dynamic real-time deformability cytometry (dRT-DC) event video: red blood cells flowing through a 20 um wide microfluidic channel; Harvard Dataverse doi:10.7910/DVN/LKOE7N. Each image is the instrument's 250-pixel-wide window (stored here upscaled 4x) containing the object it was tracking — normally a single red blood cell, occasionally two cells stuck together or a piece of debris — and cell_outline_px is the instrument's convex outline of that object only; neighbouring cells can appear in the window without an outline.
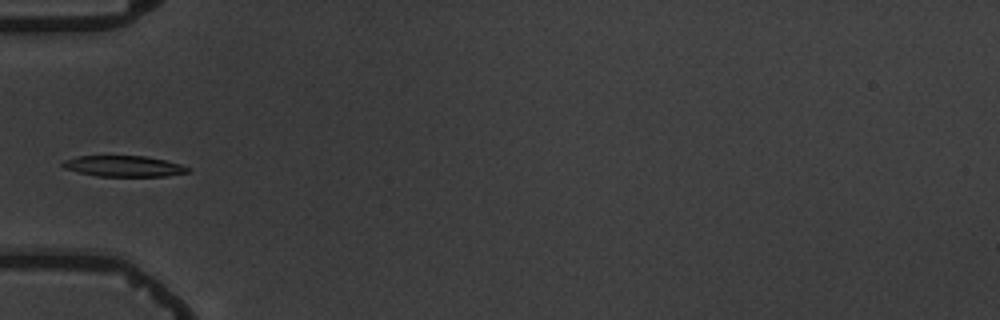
{"species": "common noctule bat (a hibernating species)", "species_latin": "Nyctalus noctula", "temperature_condition": "warm", "stored_images_in_passage": 5, "camera_frame_rate_fps": 3000, "um_per_image_px": 0.085, "animal": {"sex": "male", "body_mass_g": 19.5, "forearm_length_mm": 54.6}, "frame": {"image": 1, "passage_image": 5, "time_ms": 4.667, "image_size_px": [1000, 320], "cell_outline_px": [[192, 172], [164, 176], [96, 176], [64, 168], [60, 164], [64, 160], [76, 156], [144, 156], [164, 160], [180, 164], [192, 168]], "centroid_in_image_um": [10.54, 14.12], "position_along_channel_um": 74.5, "area_um2": 15.26}}